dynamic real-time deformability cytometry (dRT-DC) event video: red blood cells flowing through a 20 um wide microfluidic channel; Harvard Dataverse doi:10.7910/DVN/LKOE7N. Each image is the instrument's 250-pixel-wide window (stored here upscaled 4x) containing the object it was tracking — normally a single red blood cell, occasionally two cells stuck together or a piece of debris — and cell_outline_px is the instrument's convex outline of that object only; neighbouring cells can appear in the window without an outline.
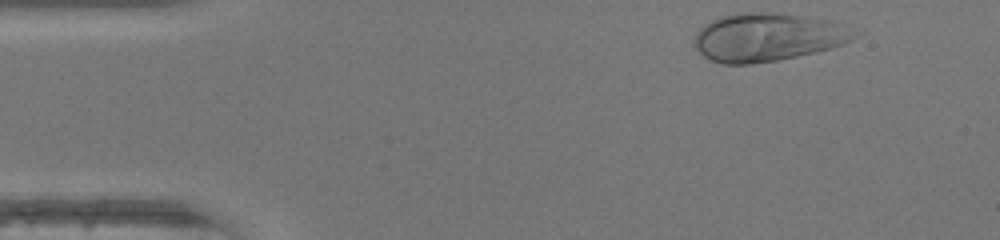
{"species": "human", "species_latin": "Homo sapiens", "temperature_condition": "warm", "stored_images_in_passage": 33, "camera_frame_rate_fps": 3000, "um_per_image_px": 0.085, "donor": {"sex": "female"}, "frame": {"image": 1, "passage_image": 1, "time_ms": 0.0, "image_size_px": [1000, 240], "cell_outline_px": [[864, 32], [852, 40], [816, 52], [776, 60], [752, 64], [720, 64], [704, 56], [692, 44], [692, 40], [696, 32], [704, 24], [720, 16], [736, 12], [772, 12], [832, 20], [864, 28]], "centroid_in_image_um": [65.32, 3.13], "position_along_channel_um": 19.7, "area_um2": 45.89}}
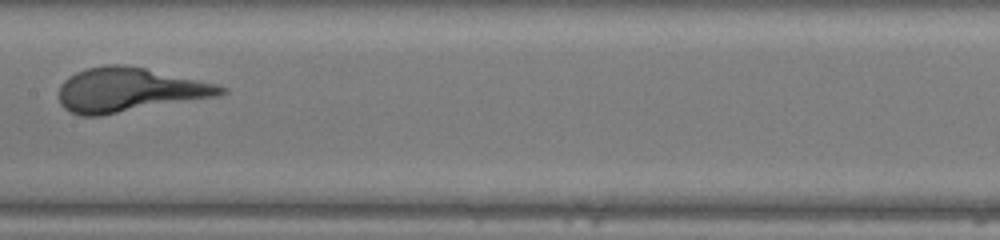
{"frame": {"image": 2, "passage_image": 19, "time_ms": 6.0, "image_size_px": [1000, 240], "cell_outline_px": [[228, 92], [220, 96], [100, 116], [80, 116], [68, 112], [60, 104], [60, 84], [68, 76], [76, 72], [88, 68], [104, 64], [124, 64], [144, 68], [216, 84], [228, 88]], "centroid_in_image_um": [10.97, 7.65], "position_along_channel_um": 196.4, "area_um2": 41.85}}
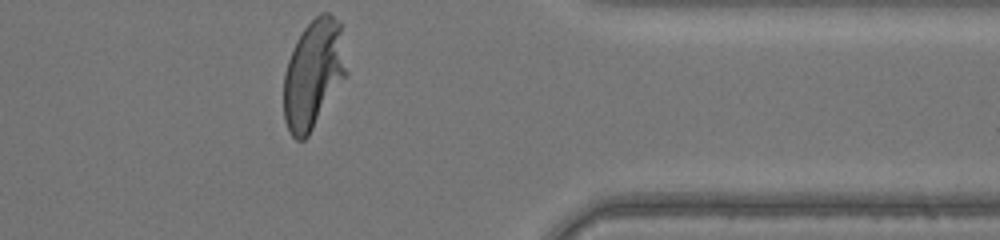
{"frame": {"image": 3, "passage_image": 33, "time_ms": 10.667, "image_size_px": [1000, 240], "cell_outline_px": [[348, 76], [308, 136], [304, 140], [296, 140], [288, 132], [284, 120], [284, 72], [288, 60], [296, 40], [304, 28], [320, 12], [328, 12], [340, 24], [348, 72]], "centroid_in_image_um": [26.65, 6.33], "position_along_channel_um": 384.8, "area_um2": 40.11}}